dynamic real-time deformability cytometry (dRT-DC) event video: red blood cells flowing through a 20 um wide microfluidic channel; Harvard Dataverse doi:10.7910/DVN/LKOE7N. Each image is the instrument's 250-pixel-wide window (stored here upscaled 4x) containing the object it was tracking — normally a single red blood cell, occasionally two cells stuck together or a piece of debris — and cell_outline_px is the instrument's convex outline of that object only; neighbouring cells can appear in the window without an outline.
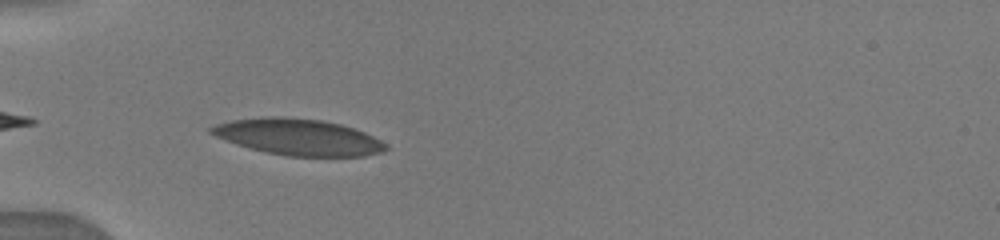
{"species": "human", "species_latin": "Homo sapiens", "temperature_condition": "warm", "stored_images_in_passage": 10, "camera_frame_rate_fps": 3000, "um_per_image_px": 0.085, "donor": {"sex": "male"}, "frame": {"image": 1, "passage_image": 1, "time_ms": 0.0, "image_size_px": [1000, 240], "cell_outline_px": [[388, 148], [384, 152], [364, 156], [288, 156], [268, 152], [236, 144], [216, 136], [208, 132], [208, 128], [216, 124], [232, 120], [264, 116], [280, 116], [320, 120], [340, 124], [364, 132], [388, 144]], "centroid_in_image_um": [25.36, 11.64], "position_along_channel_um": 59.6, "area_um2": 36.76}}
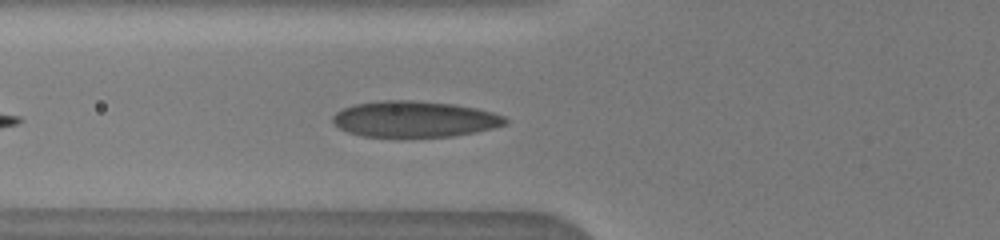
{"frame": {"image": 2, "passage_image": 6, "time_ms": 1.0, "image_size_px": [1000, 240], "cell_outline_px": [[508, 124], [476, 132], [452, 136], [364, 136], [348, 132], [340, 128], [332, 120], [332, 116], [336, 112], [344, 108], [356, 104], [380, 100], [412, 100], [452, 104], [476, 108], [492, 112], [504, 116], [508, 120]], "centroid_in_image_um": [35.25, 10.11], "position_along_channel_um": 90.5, "area_um2": 35.95}}